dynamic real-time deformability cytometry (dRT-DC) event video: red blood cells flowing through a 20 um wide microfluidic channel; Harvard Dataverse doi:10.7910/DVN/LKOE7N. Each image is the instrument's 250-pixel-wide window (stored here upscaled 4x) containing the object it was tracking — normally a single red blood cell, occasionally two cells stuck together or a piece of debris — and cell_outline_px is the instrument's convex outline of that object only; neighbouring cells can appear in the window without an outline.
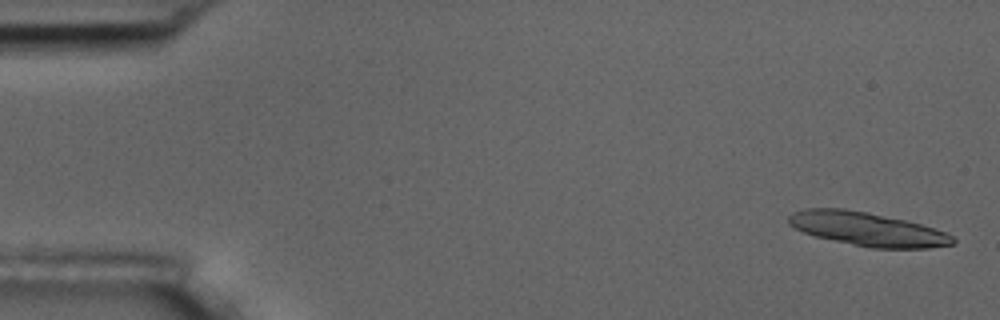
{"species": "common noctule bat (a hibernating species)", "species_latin": "Nyctalus noctula", "temperature_condition": "room temperature", "stored_images_in_passage": 15, "camera_frame_rate_fps": 3000, "um_per_image_px": 0.085, "animal": {"sex": "male", "body_mass_g": 17.5, "forearm_length_mm": 52.3}, "frame": {"image": 1, "passage_image": 1, "time_ms": 0.0, "image_size_px": [1000, 320], "cell_outline_px": [[956, 240], [952, 244], [928, 248], [872, 248], [816, 236], [804, 232], [788, 224], [788, 216], [792, 212], [804, 208], [844, 208], [868, 212], [904, 220], [920, 224], [944, 232], [952, 236]], "centroid_in_image_um": [73.69, 19.46], "position_along_channel_um": 11.3, "area_um2": 31.85}}
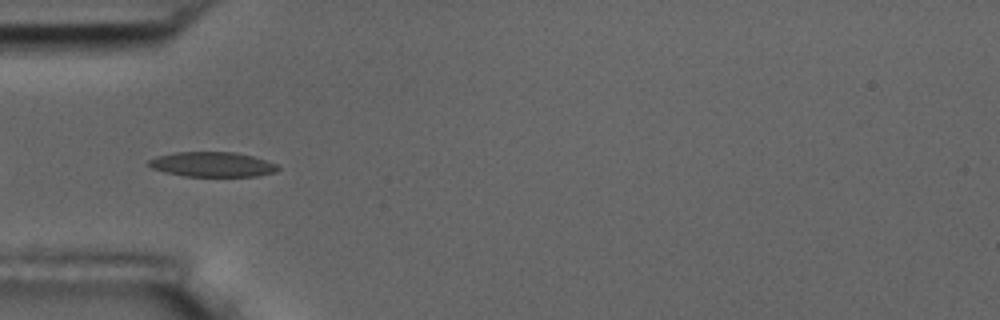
{"frame": {"image": 2, "passage_image": 5, "time_ms": 5.333, "image_size_px": [1000, 320], "cell_outline_px": [[280, 168], [276, 172], [256, 176], [184, 176], [164, 172], [152, 168], [148, 164], [148, 160], [156, 156], [176, 152], [232, 152], [252, 156], [276, 164]], "centroid_in_image_um": [18.02, 13.97], "position_along_channel_um": 67.0, "area_um2": 18.61}}
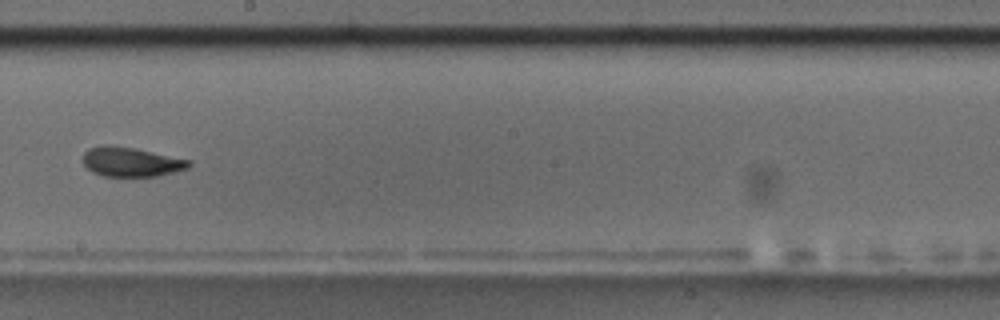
{"frame": {"image": 3, "passage_image": 9, "time_ms": 10.0, "image_size_px": [1000, 320], "cell_outline_px": [[192, 164], [188, 168], [156, 176], [104, 176], [92, 172], [84, 164], [84, 152], [88, 148], [100, 144], [108, 144], [136, 148], [192, 160]], "centroid_in_image_um": [11.14, 13.74], "position_along_channel_um": 237.1, "area_um2": 18.32}, "authors_computed_cell_mechanics": {"area_um2": 18.8428, "velocity_mm_per_s": 3.6611, "shape_relaxation_time_tau1_ms": 5.2653, "shape_relaxation_time_tau2_ms": 1.6852, "deformation_change_tau1": 0.118, "deformation_change_tau2": 0.0518}}